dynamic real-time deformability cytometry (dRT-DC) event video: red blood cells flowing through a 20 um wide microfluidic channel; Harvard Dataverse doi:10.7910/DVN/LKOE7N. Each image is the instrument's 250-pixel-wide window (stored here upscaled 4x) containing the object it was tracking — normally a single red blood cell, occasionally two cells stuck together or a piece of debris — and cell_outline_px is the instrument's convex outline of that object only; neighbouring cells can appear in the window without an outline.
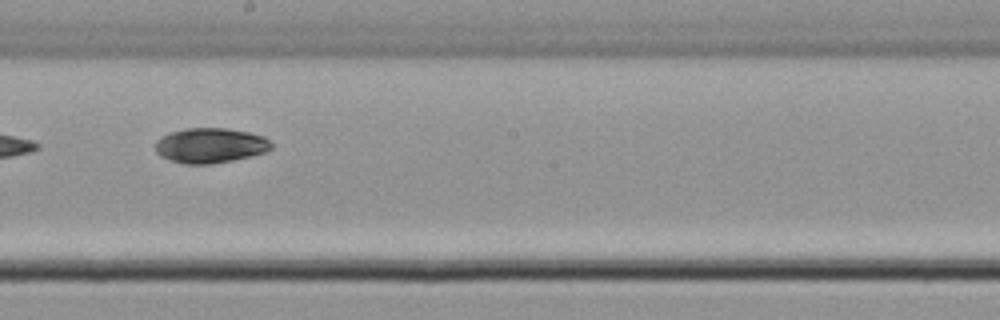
{"species": "common noctule bat (a hibernating species)", "species_latin": "Nyctalus noctula", "temperature_condition": "cold", "stored_images_in_passage": 10, "camera_frame_rate_fps": 3000, "um_per_image_px": 0.085, "animal": {"sex": "male", "body_mass_g": 21.5, "forearm_length_mm": 52.0}, "frame": {"image": 1, "passage_image": 9, "time_ms": 2.667, "image_size_px": [1000, 320], "cell_outline_px": [[272, 148], [264, 152], [252, 156], [212, 164], [184, 164], [160, 156], [156, 152], [156, 140], [160, 136], [168, 132], [184, 128], [228, 128], [248, 132], [264, 136], [272, 144]], "centroid_in_image_um": [17.85, 12.35], "position_along_channel_um": 230.3, "area_um2": 23.81}}
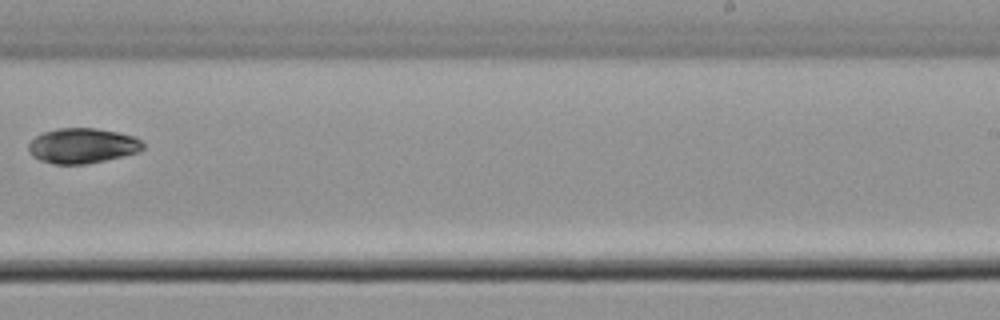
{"frame": {"image": 2, "passage_image": 10, "time_ms": 3.0, "image_size_px": [1000, 320], "cell_outline_px": [[144, 148], [140, 152], [104, 160], [84, 164], [52, 164], [40, 160], [32, 156], [28, 152], [28, 144], [36, 136], [44, 132], [56, 128], [96, 128], [136, 136], [144, 144]], "centroid_in_image_um": [7.0, 12.38], "position_along_channel_um": 282.0, "area_um2": 23.52}}